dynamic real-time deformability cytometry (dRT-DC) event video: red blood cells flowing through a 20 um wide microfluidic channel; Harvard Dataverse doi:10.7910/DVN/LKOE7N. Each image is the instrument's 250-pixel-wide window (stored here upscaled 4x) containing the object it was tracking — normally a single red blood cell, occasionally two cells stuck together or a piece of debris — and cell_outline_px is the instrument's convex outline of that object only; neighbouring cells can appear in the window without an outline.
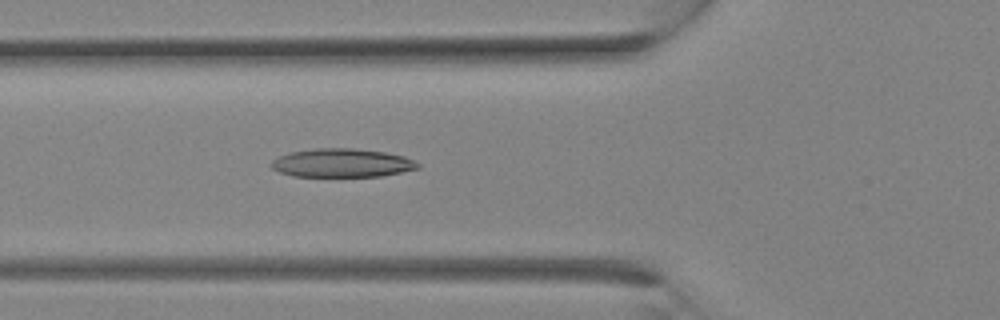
{"species": "Egyptian fruit bat (a non-hibernating species)", "species_latin": "Rousettus aegyptiacus", "temperature_condition": "room temperature", "stored_images_in_passage": 11, "camera_frame_rate_fps": 3000, "um_per_image_px": 0.085, "animal": {"sex": "female"}, "frame": {"image": 1, "passage_image": 11, "time_ms": 3.333, "image_size_px": [1000, 320], "cell_outline_px": [[420, 168], [380, 176], [292, 176], [280, 172], [272, 168], [272, 160], [280, 156], [292, 152], [312, 148], [352, 148], [384, 152], [404, 156], [420, 164]], "centroid_in_image_um": [29.07, 13.85], "position_along_channel_um": 96.7, "area_um2": 24.16}}